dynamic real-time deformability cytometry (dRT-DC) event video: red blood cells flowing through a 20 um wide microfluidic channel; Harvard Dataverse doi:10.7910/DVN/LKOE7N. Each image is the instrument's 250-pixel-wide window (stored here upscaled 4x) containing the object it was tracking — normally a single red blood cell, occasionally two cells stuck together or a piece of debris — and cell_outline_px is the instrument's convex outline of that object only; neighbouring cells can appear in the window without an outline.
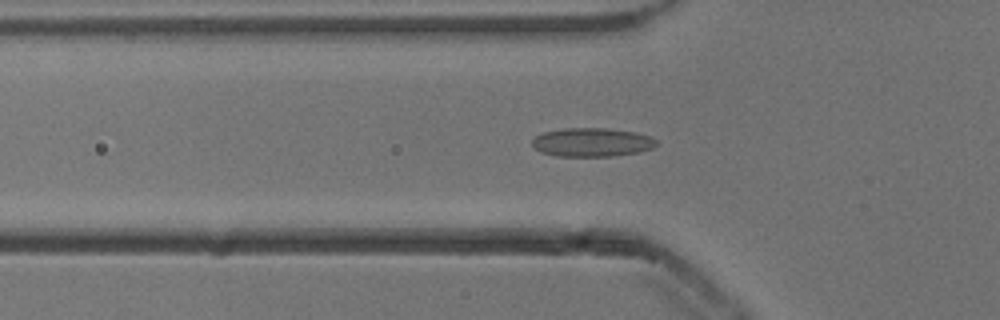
{"species": "common noctule bat (a hibernating species)", "species_latin": "Nyctalus noctula", "temperature_condition": "cold", "stored_images_in_passage": 53, "camera_frame_rate_fps": 3000, "um_per_image_px": 0.085, "animal": {"sex": "male", "body_mass_g": 13.3}, "frame": {"image": 1, "passage_image": 18, "time_ms": 5.667, "image_size_px": [1000, 320], "cell_outline_px": [[656, 144], [652, 148], [640, 152], [612, 156], [556, 156], [540, 152], [532, 144], [532, 140], [536, 136], [544, 132], [564, 128], [608, 128], [636, 132], [652, 136], [656, 140]], "centroid_in_image_um": [50.33, 12.09], "position_along_channel_um": 75.5, "area_um2": 20.87}}
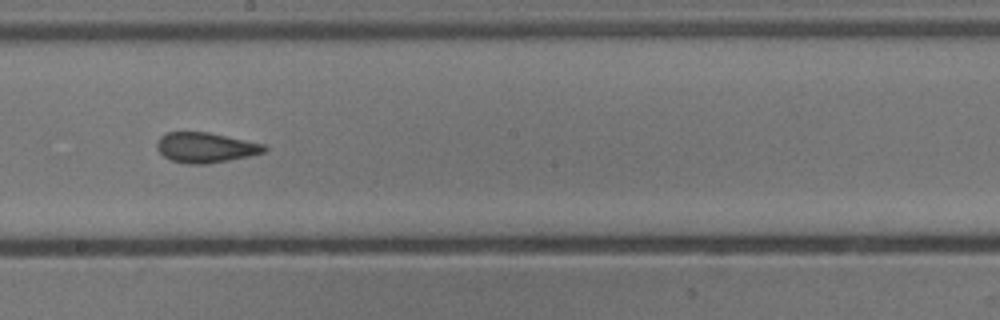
{"frame": {"image": 2, "passage_image": 30, "time_ms": 9.667, "image_size_px": [1000, 320], "cell_outline_px": [[268, 148], [264, 152], [248, 156], [208, 164], [188, 164], [168, 160], [156, 148], [156, 140], [160, 136], [168, 132], [208, 132], [264, 144]], "centroid_in_image_um": [17.43, 12.54], "position_along_channel_um": 230.8, "area_um2": 18.9}}
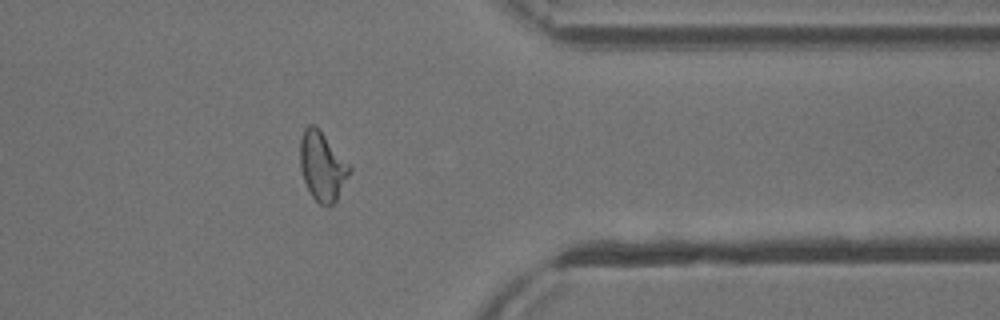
{"frame": {"image": 3, "passage_image": 43, "time_ms": 14.0, "image_size_px": [1000, 320], "cell_outline_px": [[352, 168], [336, 200], [328, 208], [320, 204], [312, 196], [304, 180], [300, 168], [300, 140], [304, 128], [308, 124], [316, 124], [320, 128]], "centroid_in_image_um": [27.38, 14.09], "position_along_channel_um": 384.0, "area_um2": 19.88}, "authors_computed_cell_mechanics": {"area_um2": 19.8832, "velocity_mm_per_s": 3.8505, "shape_relaxation_time_tau1_ms": null, "shape_relaxation_time_tau2_ms": 1.4892, "deformation_change_tau1": null, "deformation_change_tau2": 0.0856}}